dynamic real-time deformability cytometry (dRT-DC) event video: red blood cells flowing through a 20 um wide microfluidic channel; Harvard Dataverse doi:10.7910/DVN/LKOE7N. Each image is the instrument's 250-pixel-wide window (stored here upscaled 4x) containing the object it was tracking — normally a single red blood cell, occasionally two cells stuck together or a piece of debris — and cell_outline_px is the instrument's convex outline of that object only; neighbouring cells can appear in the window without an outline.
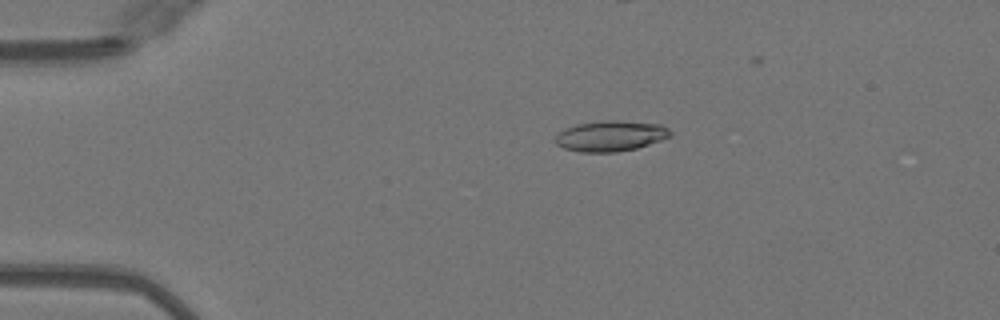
{"species": "Egyptian fruit bat (a non-hibernating species)", "species_latin": "Rousettus aegyptiacus", "temperature_condition": "warm", "stored_images_in_passage": 31, "camera_frame_rate_fps": 3000, "um_per_image_px": 0.085, "animal": {"sex": "female"}, "frame": {"image": 1, "passage_image": 11, "time_ms": 3.333, "image_size_px": [1000, 320], "cell_outline_px": [[672, 136], [636, 148], [616, 152], [580, 152], [564, 148], [556, 144], [556, 136], [564, 128], [576, 124], [604, 120], [616, 120], [660, 124], [668, 128], [672, 132]], "centroid_in_image_um": [51.9, 11.55], "position_along_channel_um": 33.1, "area_um2": 20.46}}
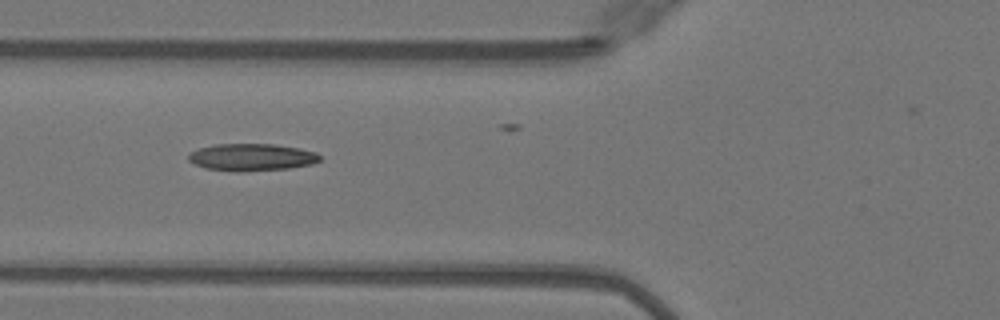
{"frame": {"image": 2, "passage_image": 20, "time_ms": 6.333, "image_size_px": [1000, 320], "cell_outline_px": [[320, 160], [312, 164], [288, 168], [240, 172], [236, 172], [204, 168], [188, 160], [188, 152], [200, 148], [216, 144], [276, 144], [316, 152], [320, 156]], "centroid_in_image_um": [21.36, 13.37], "position_along_channel_um": 104.4, "area_um2": 20.81}}
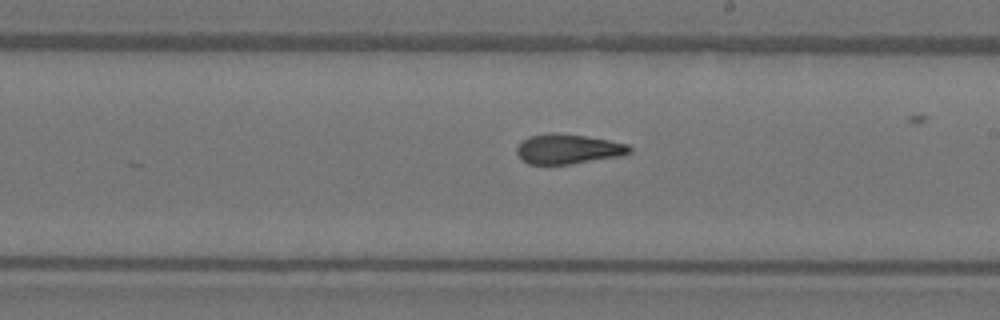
{"frame": {"image": 3, "passage_image": 30, "time_ms": 9.667, "image_size_px": [1000, 320], "cell_outline_px": [[632, 152], [624, 156], [568, 164], [528, 164], [520, 160], [516, 152], [516, 148], [528, 136], [548, 132], [552, 132], [584, 136], [608, 140], [628, 144], [632, 148]], "centroid_in_image_um": [48.29, 12.67], "position_along_channel_um": 240.7, "area_um2": 19.77}}